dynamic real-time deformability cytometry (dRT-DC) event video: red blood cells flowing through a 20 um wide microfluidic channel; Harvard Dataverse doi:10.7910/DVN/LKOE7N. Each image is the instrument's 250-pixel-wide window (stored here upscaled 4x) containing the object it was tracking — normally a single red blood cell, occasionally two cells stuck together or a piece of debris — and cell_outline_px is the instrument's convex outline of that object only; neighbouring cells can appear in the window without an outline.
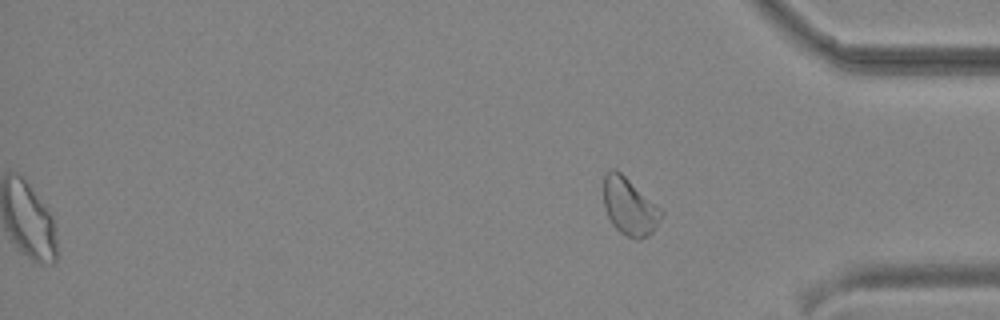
{"species": "common noctule bat (a hibernating species)", "species_latin": "Nyctalus noctula", "temperature_condition": "cold", "stored_images_in_passage": 45, "segment_of_instrument_passage": [2, 2], "camera_frame_rate_fps": 3000, "um_per_image_px": 0.085, "animal": {"sex": "male", "body_mass_g": 19.2, "forearm_length_mm": 51.8}, "frame": {"image": 1, "passage_image": 45, "time_ms": 14.667, "image_size_px": [1000, 320], "cell_outline_px": [[664, 212], [652, 232], [648, 236], [640, 240], [636, 240], [620, 232], [612, 224], [604, 208], [604, 176], [612, 168], [616, 168], [660, 208]], "centroid_in_image_um": [53.49, 17.57], "position_along_channel_um": 381.7, "area_um2": 19.02}}